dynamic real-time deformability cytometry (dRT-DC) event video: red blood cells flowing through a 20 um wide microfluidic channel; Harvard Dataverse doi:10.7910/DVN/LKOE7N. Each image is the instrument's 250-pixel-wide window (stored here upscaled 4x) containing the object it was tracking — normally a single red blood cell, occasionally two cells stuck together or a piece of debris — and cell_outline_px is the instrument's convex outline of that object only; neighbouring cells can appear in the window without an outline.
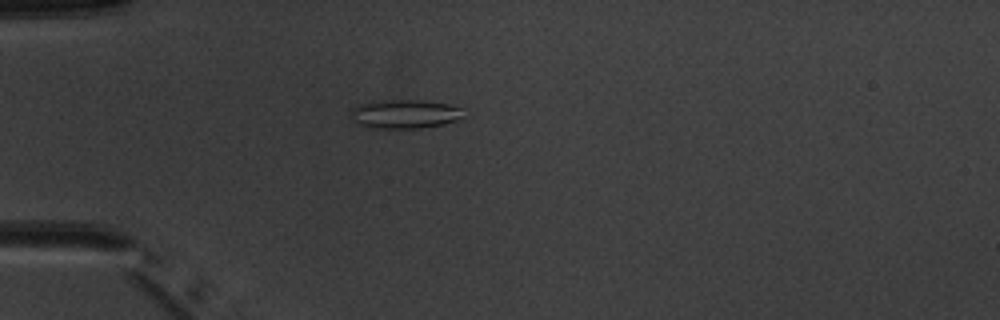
{"species": "common noctule bat (a hibernating species)", "species_latin": "Nyctalus noctula", "temperature_condition": "warm", "stored_images_in_passage": 4, "camera_frame_rate_fps": 3000, "um_per_image_px": 0.085, "animal": {"sex": "male", "body_mass_g": 20.1, "forearm_length_mm": 53.5}, "frame": {"image": 1, "passage_image": 4, "time_ms": 4.333, "image_size_px": [1000, 320], "cell_outline_px": [[464, 116], [460, 120], [444, 124], [420, 128], [376, 128], [360, 124], [352, 120], [352, 108], [356, 104], [380, 100], [424, 100], [448, 104], [460, 108]], "centroid_in_image_um": [34.42, 9.68], "position_along_channel_um": 50.6, "area_um2": 19.02}}